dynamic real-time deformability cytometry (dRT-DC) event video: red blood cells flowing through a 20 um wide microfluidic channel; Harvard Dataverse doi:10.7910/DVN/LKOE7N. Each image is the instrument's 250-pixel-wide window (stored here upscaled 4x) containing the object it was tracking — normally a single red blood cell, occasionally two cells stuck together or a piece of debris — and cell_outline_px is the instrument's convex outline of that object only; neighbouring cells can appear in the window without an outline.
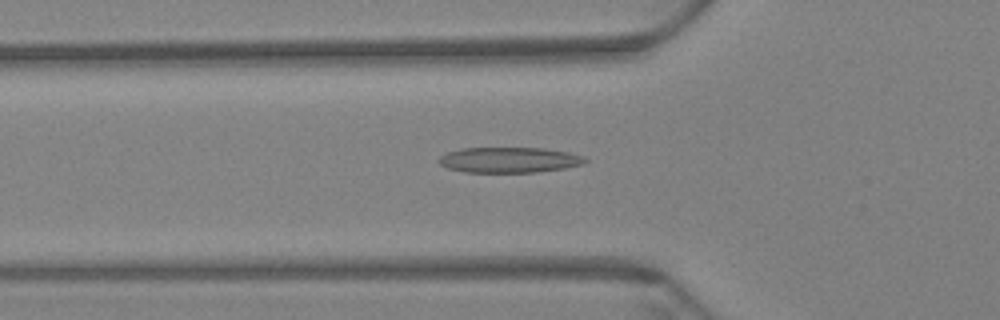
{"species": "Egyptian fruit bat (a non-hibernating species)", "species_latin": "Rousettus aegyptiacus", "temperature_condition": "warm", "stored_images_in_passage": 33, "camera_frame_rate_fps": 3000, "um_per_image_px": 0.085, "animal": {"sex": "female"}, "frame": {"image": 1, "passage_image": 20, "time_ms": 6.333, "image_size_px": [1000, 320], "cell_outline_px": [[588, 160], [580, 164], [564, 168], [536, 172], [464, 172], [448, 168], [440, 164], [436, 160], [440, 156], [448, 152], [460, 148], [544, 148], [568, 152], [580, 156]], "centroid_in_image_um": [43.21, 13.59], "position_along_channel_um": 82.6, "area_um2": 21.56}}
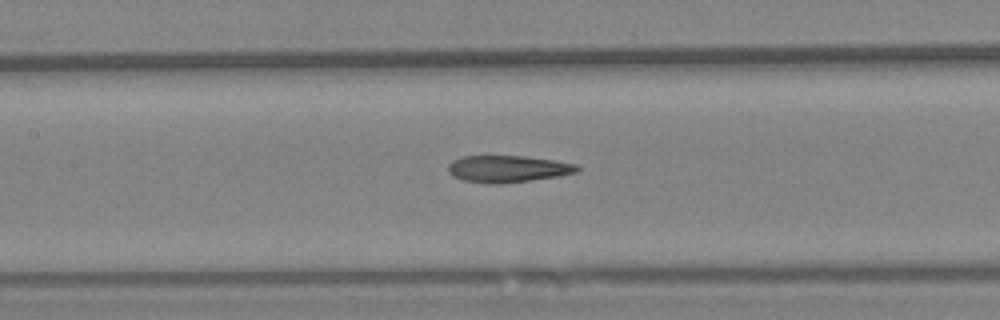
{"frame": {"image": 2, "passage_image": 27, "time_ms": 8.667, "image_size_px": [1000, 320], "cell_outline_px": [[580, 168], [576, 172], [556, 176], [500, 184], [488, 184], [464, 180], [452, 176], [448, 172], [448, 164], [452, 160], [460, 156], [524, 156], [556, 160], [576, 164]], "centroid_in_image_um": [43.11, 14.34], "position_along_channel_um": 164.3, "area_um2": 20.17}}
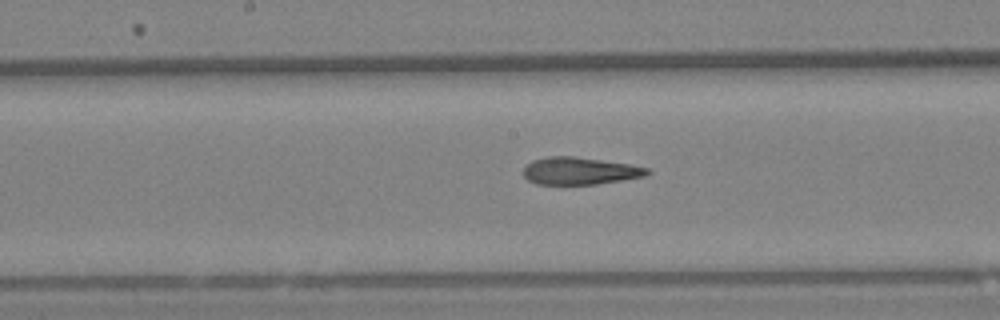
{"frame": {"image": 3, "passage_image": 30, "time_ms": 9.667, "image_size_px": [1000, 320], "cell_outline_px": [[652, 172], [644, 176], [596, 184], [536, 184], [528, 180], [524, 176], [524, 168], [532, 160], [548, 156], [572, 156], [628, 164], [648, 168]], "centroid_in_image_um": [49.26, 14.53], "position_along_channel_um": 198.9, "area_um2": 19.48}}